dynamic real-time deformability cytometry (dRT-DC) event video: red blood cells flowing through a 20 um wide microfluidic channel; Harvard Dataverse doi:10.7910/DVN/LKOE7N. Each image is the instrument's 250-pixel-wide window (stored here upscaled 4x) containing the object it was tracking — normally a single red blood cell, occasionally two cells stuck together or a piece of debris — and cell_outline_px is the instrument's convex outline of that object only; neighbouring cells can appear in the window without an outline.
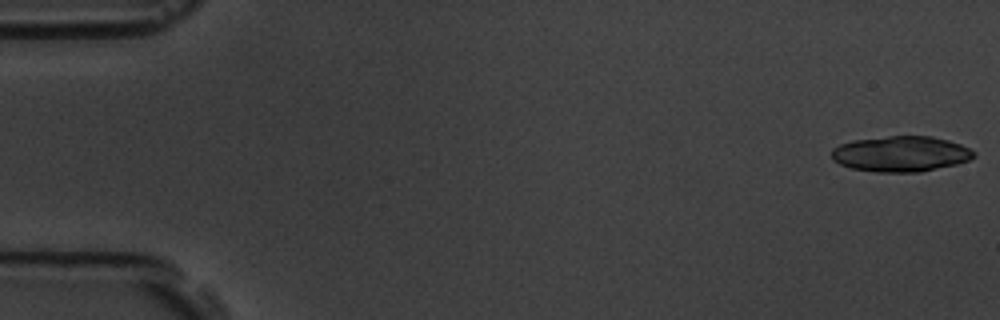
{"species": "common noctule bat (a hibernating species)", "species_latin": "Nyctalus noctula", "temperature_condition": "room temperature", "stored_images_in_passage": 5, "camera_frame_rate_fps": 3000, "um_per_image_px": 0.085, "animal": {"sex": "male", "body_mass_g": 19.5, "forearm_length_mm": 54.6}, "frame": {"image": 1, "passage_image": 1, "time_ms": 0.0, "image_size_px": [1000, 320], "cell_outline_px": [[976, 156], [968, 160], [956, 164], [920, 172], [876, 172], [852, 168], [840, 164], [832, 160], [832, 148], [840, 144], [852, 140], [888, 136], [932, 136], [948, 140], [960, 144], [976, 152]], "centroid_in_image_um": [76.56, 13.08], "position_along_channel_um": 8.4, "area_um2": 29.54}}